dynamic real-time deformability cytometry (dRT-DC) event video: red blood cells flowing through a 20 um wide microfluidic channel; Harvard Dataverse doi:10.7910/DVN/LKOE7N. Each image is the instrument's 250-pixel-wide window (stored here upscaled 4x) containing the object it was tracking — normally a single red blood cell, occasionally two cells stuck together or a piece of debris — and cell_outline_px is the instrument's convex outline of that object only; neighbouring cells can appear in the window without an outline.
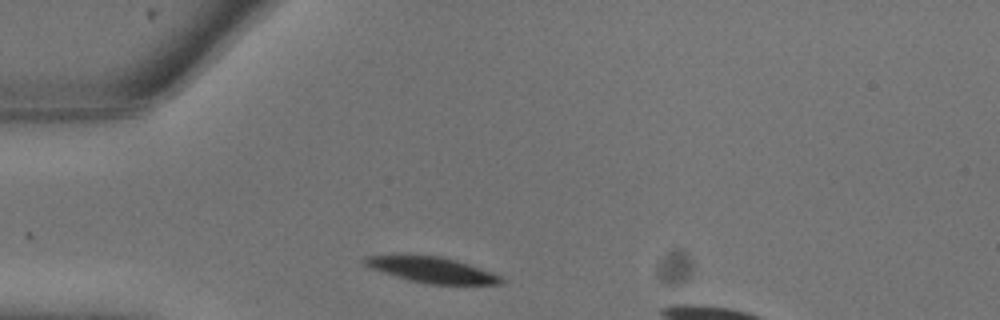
{"species": "common noctule bat (a hibernating species)", "species_latin": "Nyctalus noctula", "temperature_condition": "warm", "stored_images_in_passage": 14, "camera_frame_rate_fps": 3000, "um_per_image_px": 0.085, "animal": {"sex": "male", "body_mass_g": 13.3}, "frame": {"image": 1, "passage_image": 1, "time_ms": 0.0, "image_size_px": [1000, 320], "cell_outline_px": [[504, 280], [500, 284], [428, 284], [408, 280], [372, 268], [364, 264], [360, 260], [364, 256], [440, 256], [456, 260], [492, 272], [500, 276]], "centroid_in_image_um": [36.72, 22.95], "position_along_channel_um": 48.3, "area_um2": 19.94}}
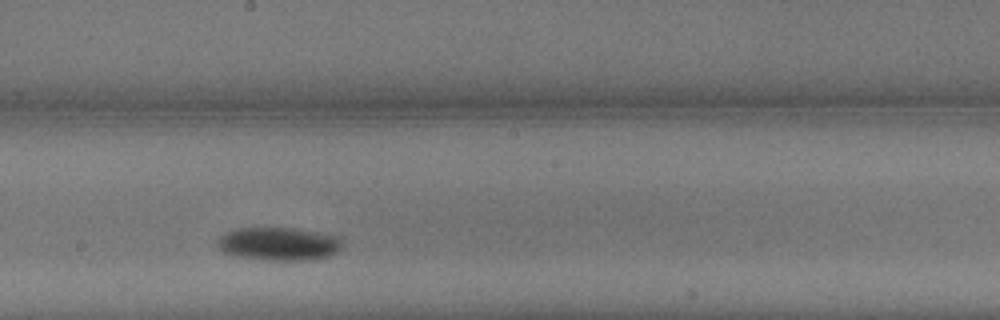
{"frame": {"image": 2, "passage_image": 8, "time_ms": 2.333, "image_size_px": [1000, 320], "cell_outline_px": [[344, 244], [336, 252], [328, 256], [312, 260], [264, 260], [232, 256], [224, 252], [216, 244], [216, 240], [224, 232], [240, 228], [296, 228], [340, 236]], "centroid_in_image_um": [23.69, 20.73], "position_along_channel_um": 224.5, "area_um2": 24.51}}
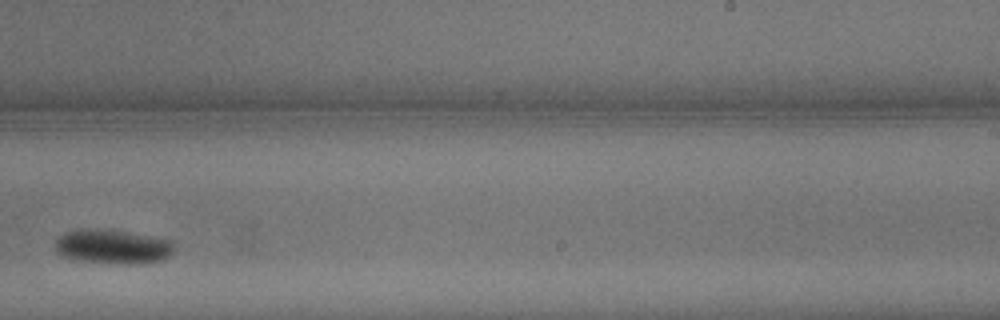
{"frame": {"image": 3, "passage_image": 10, "time_ms": 3.0, "image_size_px": [1000, 320], "cell_outline_px": [[176, 252], [164, 260], [148, 264], [124, 264], [80, 260], [60, 256], [56, 252], [56, 240], [64, 232], [80, 228], [108, 228], [176, 240]], "centroid_in_image_um": [9.69, 20.95], "position_along_channel_um": 279.3, "area_um2": 24.85}}